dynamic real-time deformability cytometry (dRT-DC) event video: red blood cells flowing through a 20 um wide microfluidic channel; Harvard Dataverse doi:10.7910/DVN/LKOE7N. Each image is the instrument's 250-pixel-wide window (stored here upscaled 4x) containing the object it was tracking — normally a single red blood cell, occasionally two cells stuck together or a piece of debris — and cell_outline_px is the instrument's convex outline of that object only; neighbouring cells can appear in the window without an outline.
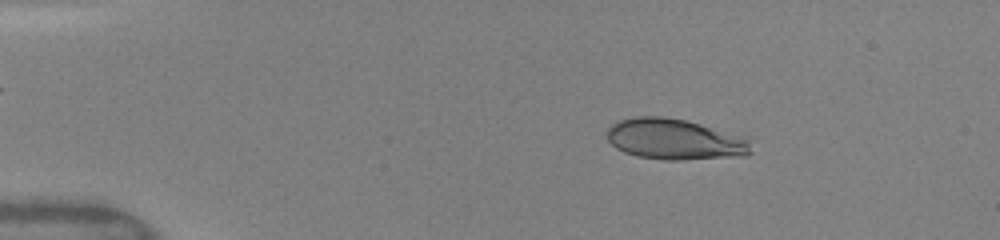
{"species": "human", "species_latin": "Homo sapiens", "temperature_condition": "warm", "stored_images_in_passage": 47, "camera_frame_rate_fps": 3000, "um_per_image_px": 0.085, "donor": {"sex": "female"}, "frame": {"image": 1, "passage_image": 7, "time_ms": 2.0, "image_size_px": [1000, 240], "cell_outline_px": [[752, 152], [744, 156], [680, 160], [664, 160], [636, 156], [624, 152], [616, 148], [608, 140], [604, 132], [612, 124], [620, 120], [636, 116], [660, 116], [684, 120], [748, 136]], "centroid_in_image_um": [57.37, 11.84], "position_along_channel_um": 27.6, "area_um2": 34.68}}
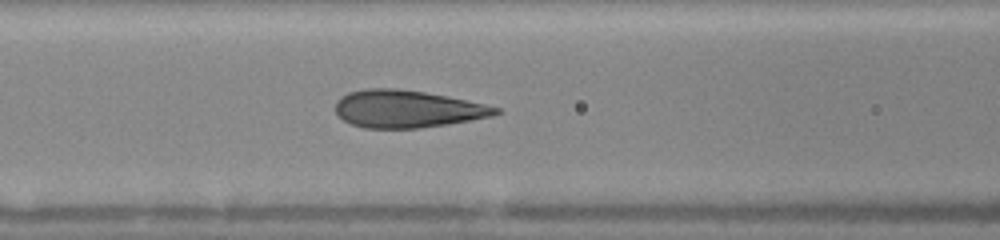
{"frame": {"image": 2, "passage_image": 20, "time_ms": 6.333, "image_size_px": [1000, 240], "cell_outline_px": [[500, 112], [492, 116], [448, 124], [420, 128], [364, 128], [352, 124], [344, 120], [336, 112], [336, 100], [340, 96], [348, 92], [368, 88], [396, 88], [424, 92], [484, 104], [500, 108]], "centroid_in_image_um": [34.57, 9.26], "position_along_channel_um": 132.0, "area_um2": 34.68}}
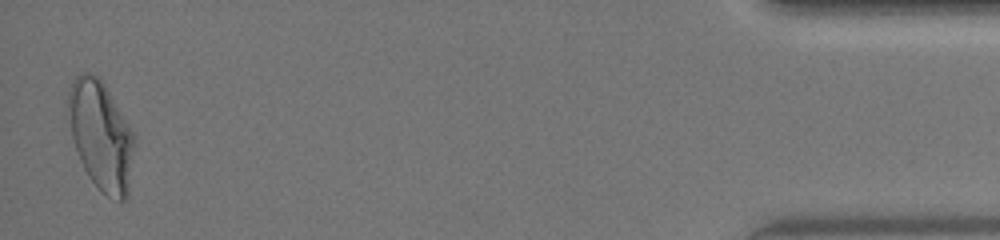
{"frame": {"image": 3, "passage_image": 47, "time_ms": 15.333, "image_size_px": [1000, 240], "cell_outline_px": [[136, 140], [128, 196], [124, 200], [120, 200], [108, 196], [88, 176], [80, 160], [72, 136], [68, 104], [68, 92], [72, 80], [80, 72], [88, 72], [96, 76], [104, 84], [128, 124]], "centroid_in_image_um": [8.6, 11.52], "position_along_channel_um": 426.6, "area_um2": 41.38}, "authors_computed_cell_mechanics": {"area_um2": 35.4314, "velocity_mm_per_s": 4.1274, "shape_relaxation_time_tau1_ms": 4.9005, "shape_relaxation_time_tau2_ms": null, "deformation_change_tau1": 0.1984, "deformation_change_tau2": null}}